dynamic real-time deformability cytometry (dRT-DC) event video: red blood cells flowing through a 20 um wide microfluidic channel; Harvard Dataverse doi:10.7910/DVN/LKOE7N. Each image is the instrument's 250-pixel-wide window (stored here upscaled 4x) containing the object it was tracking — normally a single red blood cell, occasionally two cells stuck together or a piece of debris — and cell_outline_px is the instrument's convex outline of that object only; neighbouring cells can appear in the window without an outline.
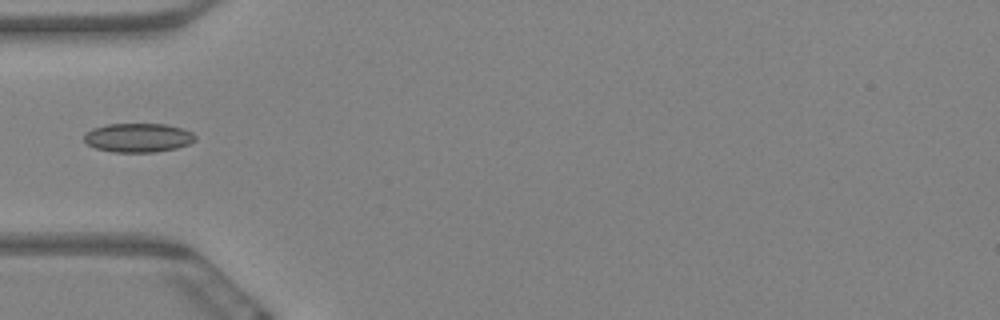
{"species": "Egyptian fruit bat (a non-hibernating species)", "species_latin": "Rousettus aegyptiacus", "temperature_condition": "warm", "stored_images_in_passage": 12, "camera_frame_rate_fps": 3000, "um_per_image_px": 0.085, "animal": {"sex": "female"}, "frame": {"image": 1, "passage_image": 6, "time_ms": 1.667, "image_size_px": [1000, 320], "cell_outline_px": [[196, 140], [188, 144], [176, 148], [156, 152], [112, 152], [96, 148], [88, 144], [84, 140], [84, 132], [92, 128], [108, 124], [164, 124], [184, 128], [192, 132], [196, 136]], "centroid_in_image_um": [11.74, 11.7], "position_along_channel_um": 73.3, "area_um2": 18.9}}
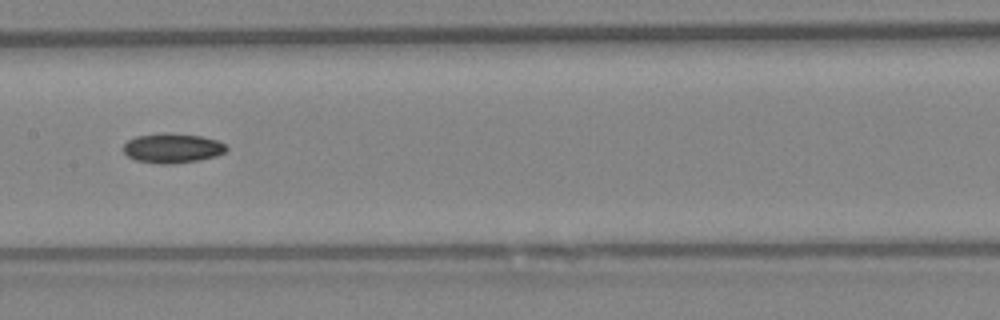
{"frame": {"image": 2, "passage_image": 9, "time_ms": 2.667, "image_size_px": [1000, 320], "cell_outline_px": [[228, 148], [224, 152], [216, 156], [200, 160], [172, 164], [160, 164], [136, 160], [128, 156], [124, 152], [124, 144], [128, 140], [136, 136], [160, 132], [168, 132], [200, 136], [216, 140], [224, 144]], "centroid_in_image_um": [14.64, 12.58], "position_along_channel_um": 192.8, "area_um2": 17.86}}
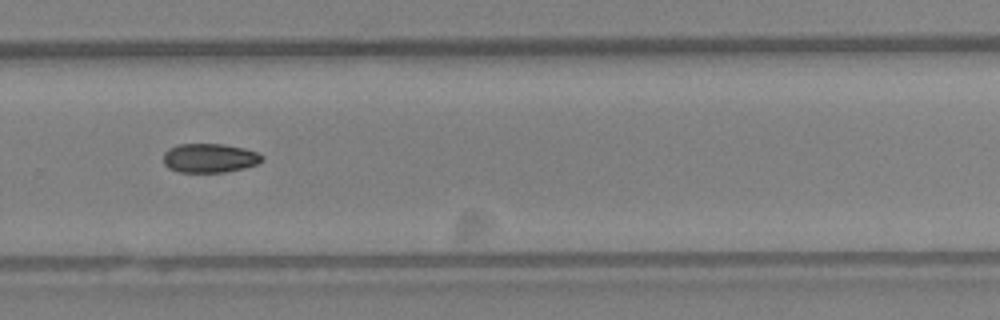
{"frame": {"image": 3, "passage_image": 12, "time_ms": 3.667, "image_size_px": [1000, 320], "cell_outline_px": [[264, 160], [260, 164], [244, 168], [224, 172], [180, 172], [168, 168], [164, 164], [164, 152], [168, 148], [176, 144], [224, 144], [244, 148], [256, 152], [264, 156]], "centroid_in_image_um": [17.83, 13.43], "position_along_channel_um": 312.0, "area_um2": 16.94}}